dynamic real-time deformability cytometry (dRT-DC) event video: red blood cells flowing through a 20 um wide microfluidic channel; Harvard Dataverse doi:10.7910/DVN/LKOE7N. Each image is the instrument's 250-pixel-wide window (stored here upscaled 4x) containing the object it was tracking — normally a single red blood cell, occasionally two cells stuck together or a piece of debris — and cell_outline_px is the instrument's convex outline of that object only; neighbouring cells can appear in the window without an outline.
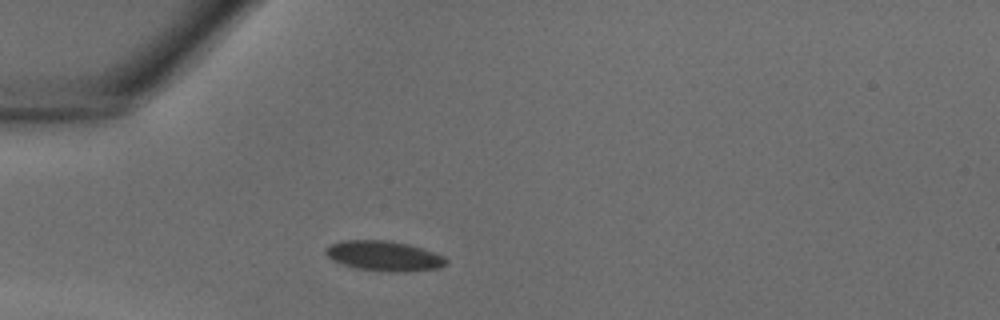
{"species": "common noctule bat (a hibernating species)", "species_latin": "Nyctalus noctula", "temperature_condition": "warm", "stored_images_in_passage": 29, "camera_frame_rate_fps": 3000, "um_per_image_px": 0.085, "animal": {"sex": "male", "body_mass_g": 18.8}, "frame": {"image": 1, "passage_image": 1, "time_ms": 0.0, "image_size_px": [1000, 320], "cell_outline_px": [[448, 264], [440, 268], [404, 272], [388, 272], [360, 268], [344, 264], [332, 260], [324, 252], [324, 248], [340, 240], [388, 240], [408, 244], [444, 256], [448, 260]], "centroid_in_image_um": [32.66, 21.75], "position_along_channel_um": 52.3, "area_um2": 21.04}}
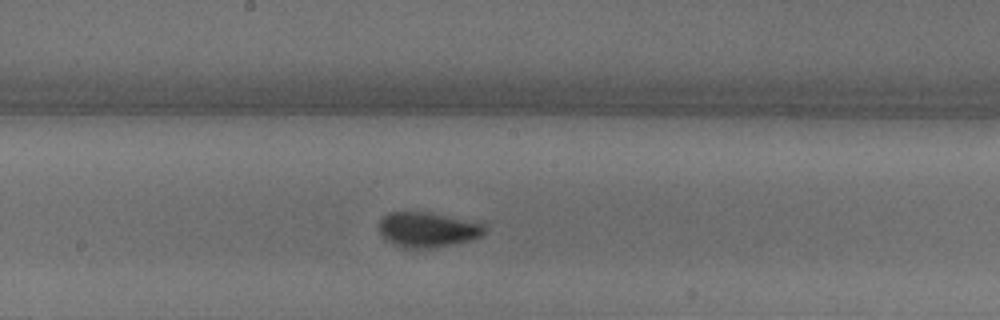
{"frame": {"image": 2, "passage_image": 11, "time_ms": 3.333, "image_size_px": [1000, 320], "cell_outline_px": [[488, 232], [480, 236], [468, 240], [436, 248], [404, 248], [388, 240], [380, 232], [380, 220], [388, 212], [428, 212], [484, 224], [488, 228]], "centroid_in_image_um": [36.38, 19.52], "position_along_channel_um": 211.8, "area_um2": 21.27}}
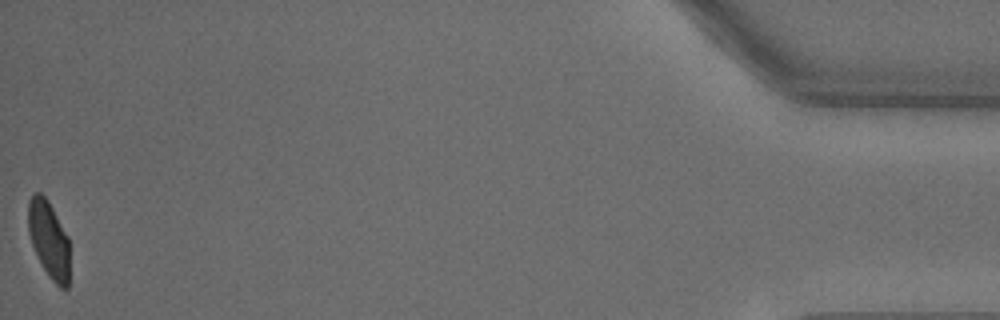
{"frame": {"image": 3, "passage_image": 29, "time_ms": 9.333, "image_size_px": [1000, 320], "cell_outline_px": [[68, 288], [60, 288], [48, 276], [32, 244], [28, 232], [28, 200], [36, 192], [40, 192], [48, 200], [68, 236]], "centroid_in_image_um": [4.14, 20.32], "position_along_channel_um": 431.1, "area_um2": 18.32}}